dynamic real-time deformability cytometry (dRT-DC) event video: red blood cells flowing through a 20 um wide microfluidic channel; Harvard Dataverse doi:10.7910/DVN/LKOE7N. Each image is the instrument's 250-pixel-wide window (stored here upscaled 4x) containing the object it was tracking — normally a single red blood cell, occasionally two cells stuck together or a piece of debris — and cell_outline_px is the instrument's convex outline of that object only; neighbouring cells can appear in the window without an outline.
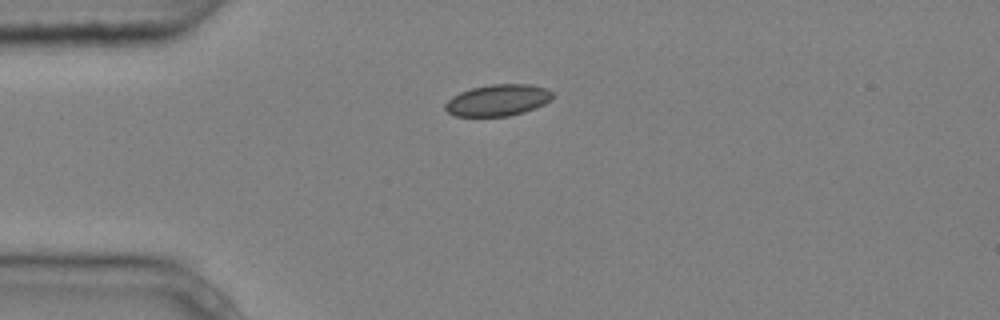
{"species": "common noctule bat (a hibernating species)", "species_latin": "Nyctalus noctula", "temperature_condition": "cold", "stored_images_in_passage": 4, "camera_frame_rate_fps": 3000, "um_per_image_px": 0.085, "animal": {"sex": "male", "body_mass_g": 20.4}, "frame": {"image": 1, "passage_image": 1, "time_ms": 0.0, "image_size_px": [1000, 320], "cell_outline_px": [[552, 100], [536, 108], [524, 112], [508, 116], [456, 116], [448, 112], [444, 108], [444, 104], [452, 96], [460, 92], [472, 88], [492, 84], [528, 84], [548, 88], [552, 92]], "centroid_in_image_um": [42.33, 8.51], "position_along_channel_um": 42.7, "area_um2": 19.77}}
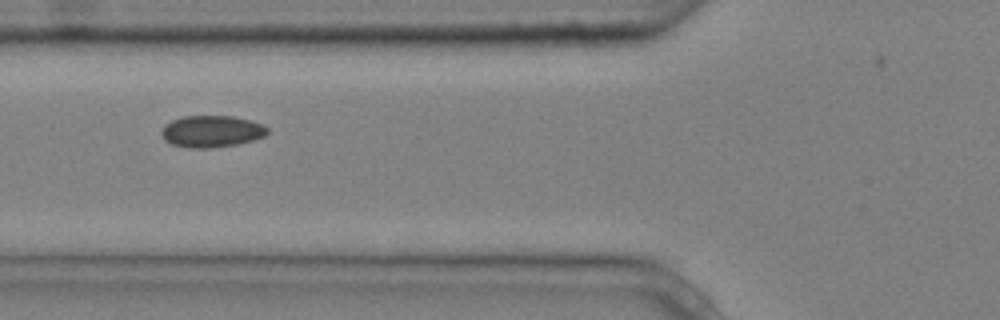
{"frame": {"image": 2, "passage_image": 3, "time_ms": 0.667, "image_size_px": [1000, 320], "cell_outline_px": [[268, 132], [264, 136], [252, 140], [236, 144], [208, 148], [192, 148], [172, 144], [164, 140], [160, 132], [164, 124], [172, 120], [184, 116], [232, 116], [248, 120], [260, 124], [268, 128]], "centroid_in_image_um": [17.94, 11.16], "position_along_channel_um": 107.9, "area_um2": 19.42}}